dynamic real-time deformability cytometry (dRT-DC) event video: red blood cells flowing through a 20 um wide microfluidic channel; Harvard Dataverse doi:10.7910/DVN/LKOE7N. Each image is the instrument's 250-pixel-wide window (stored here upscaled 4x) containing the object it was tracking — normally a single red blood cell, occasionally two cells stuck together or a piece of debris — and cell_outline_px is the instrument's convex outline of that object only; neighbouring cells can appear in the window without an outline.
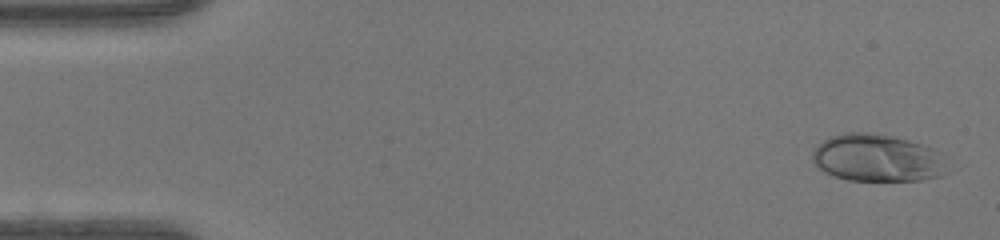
{"species": "human", "species_latin": "Homo sapiens", "temperature_condition": "warm", "stored_images_in_passage": 47, "camera_frame_rate_fps": 3000, "um_per_image_px": 0.085, "donor": {"sex": "female"}, "frame": {"image": 1, "passage_image": 2, "time_ms": 0.333, "image_size_px": [1000, 240], "cell_outline_px": [[948, 172], [940, 176], [920, 180], [848, 180], [824, 172], [812, 160], [812, 152], [824, 140], [832, 136], [848, 132], [868, 132], [908, 140], [932, 148], [940, 152]], "centroid_in_image_um": [74.58, 13.43], "position_along_channel_um": 10.4, "area_um2": 36.82}}
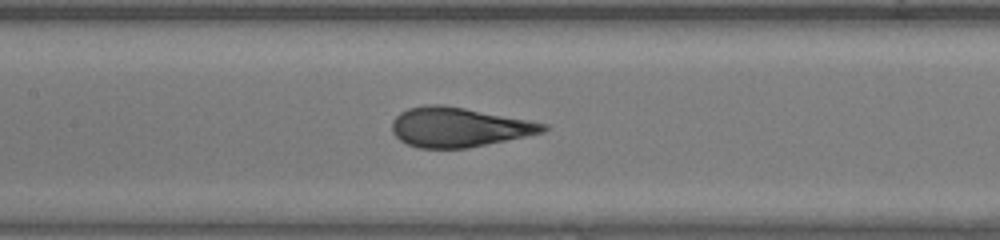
{"frame": {"image": 2, "passage_image": 22, "time_ms": 7.0, "image_size_px": [1000, 240], "cell_outline_px": [[548, 128], [544, 132], [468, 148], [420, 148], [408, 144], [400, 140], [392, 132], [392, 120], [400, 112], [408, 108], [424, 104], [444, 104], [528, 120], [548, 124]], "centroid_in_image_um": [38.96, 10.8], "position_along_channel_um": 168.4, "area_um2": 34.74}}
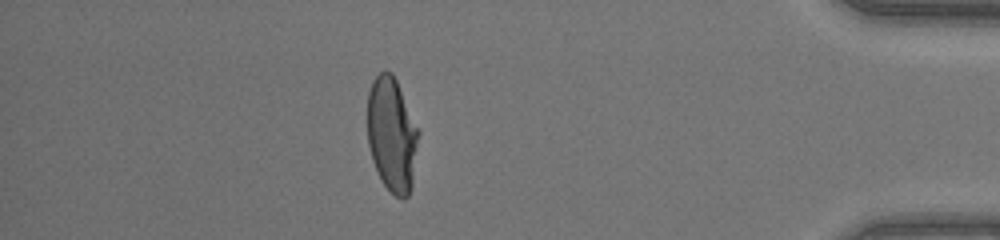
{"frame": {"image": 3, "passage_image": 41, "time_ms": 13.333, "image_size_px": [1000, 240], "cell_outline_px": [[420, 132], [412, 188], [408, 196], [404, 200], [400, 200], [380, 180], [372, 160], [368, 144], [368, 92], [372, 80], [384, 68], [392, 72], [396, 80]], "centroid_in_image_um": [33.32, 11.45], "position_along_channel_um": 401.9, "area_um2": 34.45}, "authors_computed_cell_mechanics": {"area_um2": 34.7956, "velocity_mm_per_s": 4.4326, "shape_relaxation_time_tau1_ms": 8.1629, "shape_relaxation_time_tau2_ms": null, "deformation_change_tau1": 0.3562, "deformation_change_tau2": null}}